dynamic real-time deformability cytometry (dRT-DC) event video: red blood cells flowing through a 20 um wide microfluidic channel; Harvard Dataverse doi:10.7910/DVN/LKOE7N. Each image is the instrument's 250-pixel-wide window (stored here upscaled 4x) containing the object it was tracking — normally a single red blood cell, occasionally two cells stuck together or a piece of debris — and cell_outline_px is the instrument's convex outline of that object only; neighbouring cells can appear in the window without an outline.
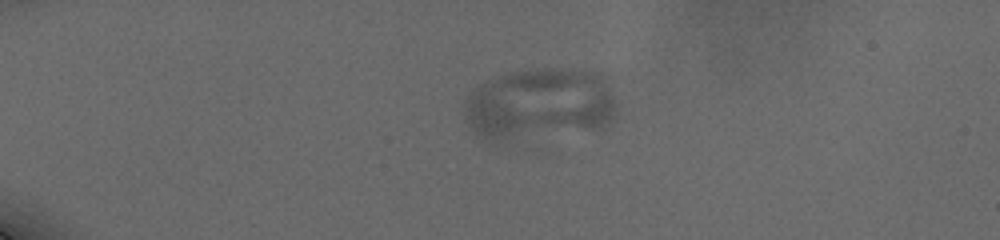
{"species": "human", "species_latin": "Homo sapiens", "temperature_condition": "cold", "stored_images_in_passage": 31, "camera_frame_rate_fps": 3000, "um_per_image_px": 0.085, "donor": {"sex": "male"}, "frame": {"image": 1, "passage_image": 1, "time_ms": 0.0, "image_size_px": [1000, 240], "cell_outline_px": [[624, 112], [600, 128], [500, 140], [488, 140], [476, 136], [468, 124], [464, 108], [464, 100], [472, 88], [484, 80], [512, 72], [544, 68], [548, 68], [604, 72], [608, 76], [620, 100]], "centroid_in_image_um": [45.99, 8.8], "position_along_channel_um": 39.0, "area_um2": 65.2}}